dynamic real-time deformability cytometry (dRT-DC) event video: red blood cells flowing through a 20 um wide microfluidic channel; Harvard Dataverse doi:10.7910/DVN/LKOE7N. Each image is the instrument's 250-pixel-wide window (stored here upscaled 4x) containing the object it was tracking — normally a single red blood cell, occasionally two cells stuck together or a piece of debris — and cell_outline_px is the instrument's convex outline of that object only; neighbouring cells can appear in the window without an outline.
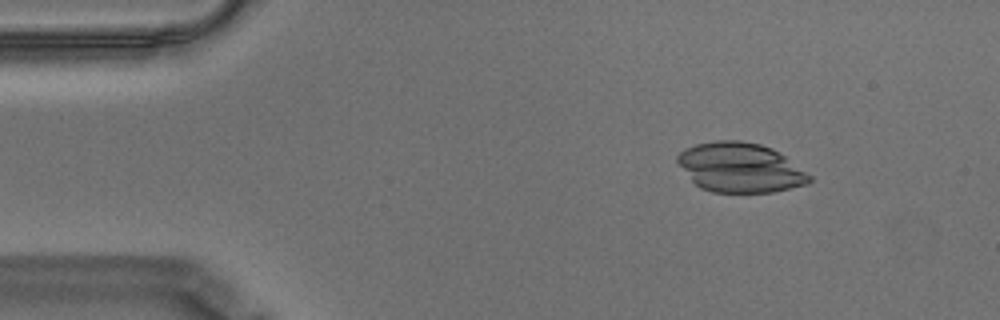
{"species": "Egyptian fruit bat (a non-hibernating species)", "species_latin": "Rousettus aegyptiacus", "temperature_condition": "warm", "stored_images_in_passage": 56, "camera_frame_rate_fps": 3000, "um_per_image_px": 0.085, "animal": {"sex": "male"}, "frame": {"image": 1, "passage_image": 7, "time_ms": 2.0, "image_size_px": [1000, 320], "cell_outline_px": [[812, 180], [808, 184], [772, 192], [712, 192], [700, 188], [692, 180], [676, 160], [676, 156], [684, 148], [696, 144], [716, 140], [740, 140], [760, 144], [772, 148], [784, 156], [812, 176]], "centroid_in_image_um": [62.91, 14.24], "position_along_channel_um": 22.1, "area_um2": 37.97}}